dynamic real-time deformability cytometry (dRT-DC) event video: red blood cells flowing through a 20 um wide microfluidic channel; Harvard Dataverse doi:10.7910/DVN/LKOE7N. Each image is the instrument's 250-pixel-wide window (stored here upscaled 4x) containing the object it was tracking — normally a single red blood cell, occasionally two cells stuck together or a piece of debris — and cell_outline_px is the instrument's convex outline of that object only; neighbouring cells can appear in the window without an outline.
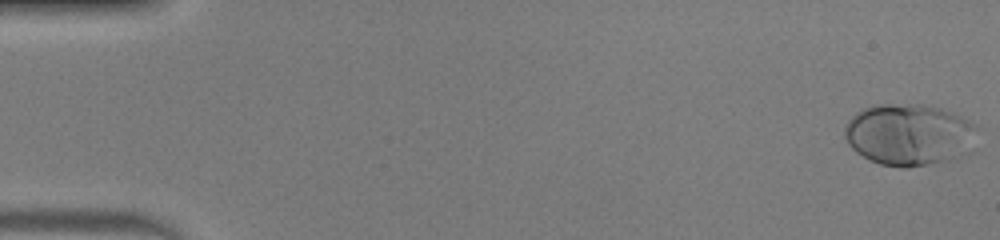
{"species": "human", "species_latin": "Homo sapiens", "temperature_condition": "warm", "stored_images_in_passage": 51, "camera_frame_rate_fps": 3000, "um_per_image_px": 0.085, "donor": {"sex": "male"}, "frame": {"image": 1, "passage_image": 1, "time_ms": 0.0, "image_size_px": [1000, 240], "cell_outline_px": [[980, 124], [956, 156], [948, 160], [908, 168], [900, 168], [880, 164], [856, 152], [848, 144], [844, 136], [844, 128], [848, 120], [860, 108], [880, 104], [924, 104], [940, 108], [952, 112]], "centroid_in_image_um": [77.16, 11.4], "position_along_channel_um": 7.8, "area_um2": 46.99}}
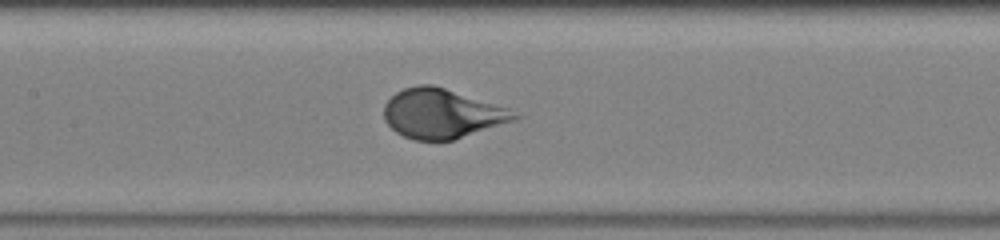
{"frame": {"image": 2, "passage_image": 25, "time_ms": 8.0, "image_size_px": [1000, 240], "cell_outline_px": [[524, 116], [516, 120], [452, 140], [416, 140], [404, 136], [396, 132], [384, 120], [384, 104], [396, 92], [404, 88], [416, 84], [432, 84], [508, 108]], "centroid_in_image_um": [37.56, 9.65], "position_along_channel_um": 169.8, "area_um2": 37.45}}
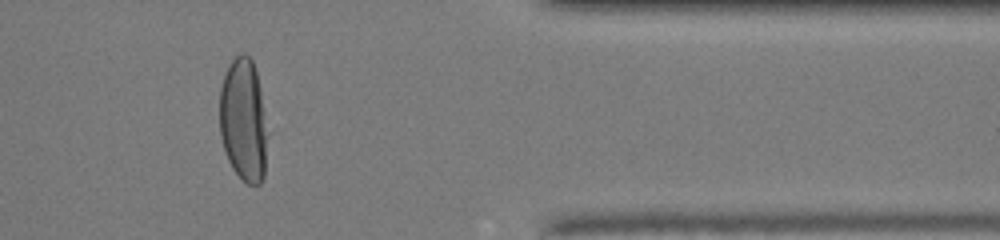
{"frame": {"image": 3, "passage_image": 43, "time_ms": 14.0, "image_size_px": [1000, 240], "cell_outline_px": [[264, 176], [260, 184], [248, 184], [232, 168], [228, 160], [220, 136], [220, 88], [224, 72], [228, 64], [240, 52], [244, 52], [252, 60], [256, 72], [260, 88], [264, 132]], "centroid_in_image_um": [20.63, 10.15], "position_along_channel_um": 390.8, "area_um2": 33.35}}